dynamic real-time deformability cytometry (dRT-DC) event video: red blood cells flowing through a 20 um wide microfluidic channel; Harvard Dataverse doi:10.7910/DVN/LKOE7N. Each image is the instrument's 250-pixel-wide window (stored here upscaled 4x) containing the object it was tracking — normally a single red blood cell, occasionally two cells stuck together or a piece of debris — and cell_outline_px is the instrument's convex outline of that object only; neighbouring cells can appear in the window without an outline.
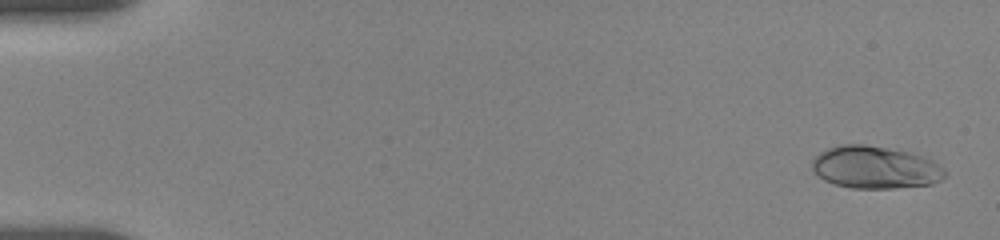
{"species": "human", "species_latin": "Homo sapiens", "temperature_condition": "room temperature", "stored_images_in_passage": 35, "camera_frame_rate_fps": 3000, "um_per_image_px": 0.085, "donor": {"sex": "female"}, "frame": {"image": 1, "passage_image": 2, "time_ms": 0.333, "image_size_px": [1000, 240], "cell_outline_px": [[948, 176], [932, 184], [896, 188], [852, 188], [836, 184], [824, 180], [812, 168], [812, 160], [820, 152], [828, 148], [840, 144], [864, 144], [888, 148], [908, 152], [932, 160], [944, 168], [948, 172]], "centroid_in_image_um": [74.42, 14.23], "position_along_channel_um": 10.6, "area_um2": 32.83}}
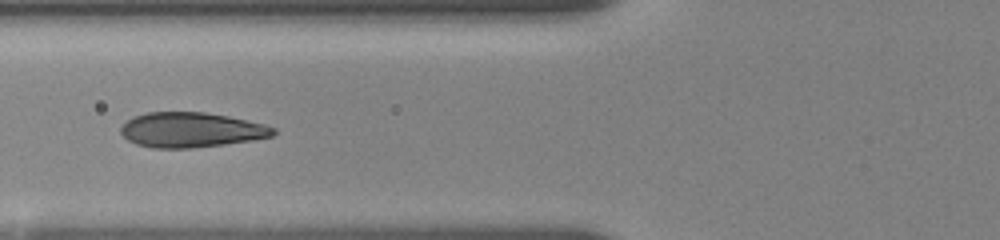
{"frame": {"image": 2, "passage_image": 28, "time_ms": 7.0, "image_size_px": [1000, 240], "cell_outline_px": [[276, 132], [272, 136], [252, 140], [224, 144], [192, 148], [152, 148], [136, 144], [128, 140], [120, 132], [120, 128], [132, 116], [148, 112], [204, 112], [228, 116], [264, 124], [276, 128]], "centroid_in_image_um": [16.23, 11.04], "position_along_channel_um": 109.6, "area_um2": 31.04}}
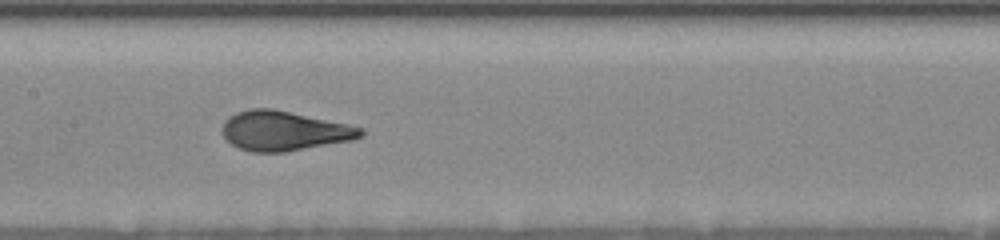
{"frame": {"image": 3, "passage_image": 34, "time_ms": 9.0, "image_size_px": [1000, 240], "cell_outline_px": [[364, 136], [352, 140], [284, 152], [252, 152], [240, 148], [232, 144], [220, 132], [224, 120], [228, 116], [236, 112], [248, 108], [272, 108], [348, 124], [364, 128]], "centroid_in_image_um": [24.12, 11.11], "position_along_channel_um": 183.3, "area_um2": 32.08}}